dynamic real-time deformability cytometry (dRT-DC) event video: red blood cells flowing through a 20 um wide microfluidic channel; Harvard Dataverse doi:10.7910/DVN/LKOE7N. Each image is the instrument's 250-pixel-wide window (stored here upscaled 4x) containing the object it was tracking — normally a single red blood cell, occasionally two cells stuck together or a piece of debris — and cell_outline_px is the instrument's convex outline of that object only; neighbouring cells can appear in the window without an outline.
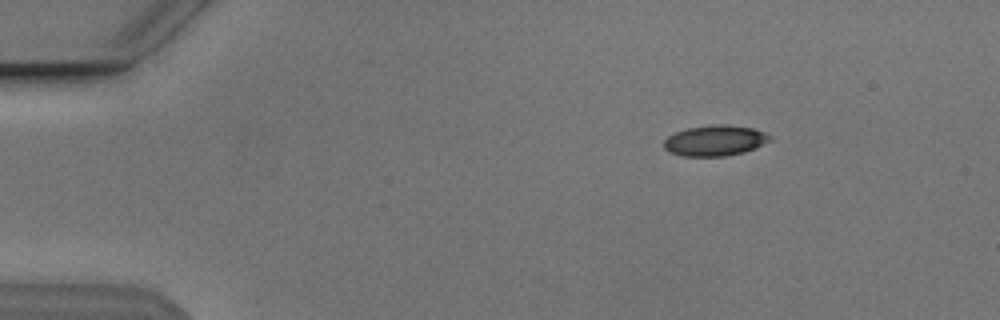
{"species": "Egyptian fruit bat (a non-hibernating species)", "species_latin": "Rousettus aegyptiacus", "temperature_condition": "cold", "stored_images_in_passage": 46, "camera_frame_rate_fps": 3000, "um_per_image_px": 0.085, "animal": {"sex": "male"}, "frame": {"image": 1, "passage_image": 1, "time_ms": 0.0, "image_size_px": [1000, 320], "cell_outline_px": [[772, 140], [756, 148], [744, 152], [724, 156], [680, 156], [668, 152], [664, 148], [664, 140], [668, 136], [676, 132], [688, 128], [712, 124], [728, 124], [752, 128], [764, 132], [772, 136]], "centroid_in_image_um": [60.78, 11.95], "position_along_channel_um": 24.2, "area_um2": 19.13}}
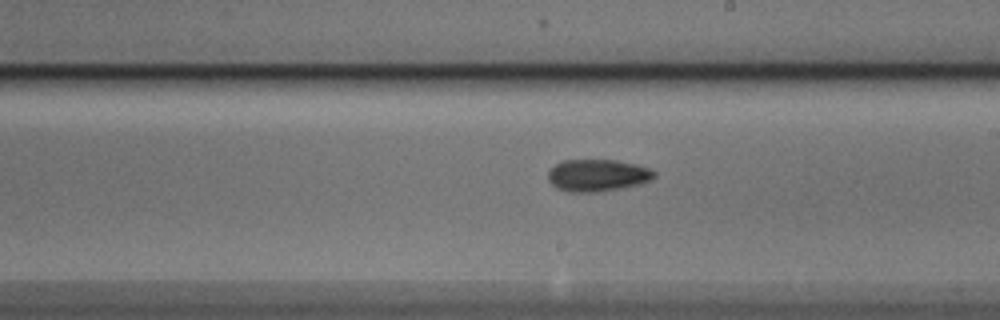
{"frame": {"image": 2, "passage_image": 24, "time_ms": 7.667, "image_size_px": [1000, 320], "cell_outline_px": [[656, 176], [640, 184], [620, 188], [596, 192], [568, 192], [556, 188], [548, 180], [548, 172], [556, 164], [564, 160], [616, 160], [636, 164], [648, 168], [656, 172]], "centroid_in_image_um": [50.77, 14.9], "position_along_channel_um": 238.2, "area_um2": 19.77}}
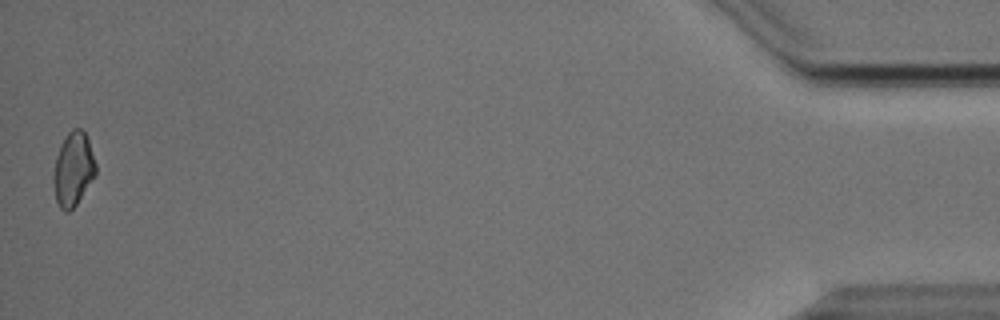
{"frame": {"image": 3, "passage_image": 46, "time_ms": 15.0, "image_size_px": [1000, 320], "cell_outline_px": [[96, 176], [76, 204], [68, 212], [60, 208], [56, 200], [52, 180], [52, 176], [56, 156], [60, 144], [68, 132], [72, 128], [80, 128], [84, 132], [88, 140], [96, 164]], "centroid_in_image_um": [6.21, 14.37], "position_along_channel_um": 429.0, "area_um2": 18.26}, "authors_computed_cell_mechanics": {"area_um2": 19.0451, "velocity_mm_per_s": 3.848, "shape_relaxation_time_tau1_ms": 9.7775, "shape_relaxation_time_tau2_ms": null, "deformation_change_tau1": 0.1637, "deformation_change_tau2": null}}